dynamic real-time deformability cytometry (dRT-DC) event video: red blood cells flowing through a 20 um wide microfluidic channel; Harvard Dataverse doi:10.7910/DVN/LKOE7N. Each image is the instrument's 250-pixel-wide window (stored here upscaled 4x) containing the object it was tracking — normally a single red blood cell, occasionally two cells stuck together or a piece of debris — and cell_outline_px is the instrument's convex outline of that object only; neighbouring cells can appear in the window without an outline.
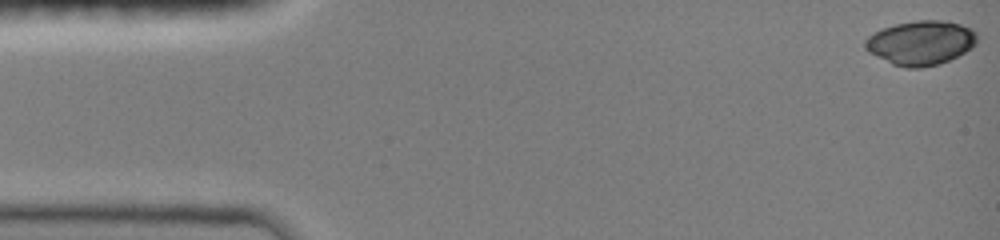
{"species": "common noctule bat (a hibernating species)", "species_latin": "Nyctalus noctula", "temperature_condition": "room temperature", "stored_images_in_passage": 9, "camera_frame_rate_fps": 3000, "um_per_image_px": 0.085, "animal": {"sex": "female", "body_mass_g": 19.0, "forearm_length_mm": 51.5}, "frame": {"image": 1, "passage_image": 1, "time_ms": 0.0, "image_size_px": [1000, 240], "cell_outline_px": [[976, 44], [972, 48], [940, 64], [920, 68], [908, 68], [892, 64], [868, 52], [864, 48], [864, 40], [868, 36], [884, 28], [896, 24], [916, 20], [948, 20], [972, 28], [976, 32]], "centroid_in_image_um": [78.27, 3.63], "position_along_channel_um": 6.7, "area_um2": 28.96}}
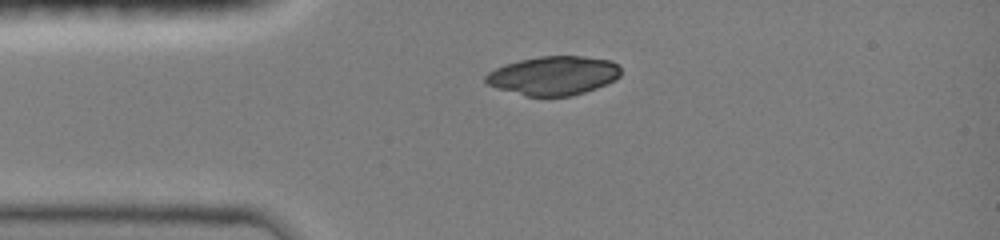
{"frame": {"image": 2, "passage_image": 7, "time_ms": 2.0, "image_size_px": [1000, 240], "cell_outline_px": [[620, 76], [616, 80], [596, 88], [572, 96], [528, 96], [496, 88], [488, 84], [484, 80], [484, 76], [488, 72], [504, 64], [520, 60], [540, 56], [580, 56], [612, 60], [620, 68]], "centroid_in_image_um": [47.04, 6.42], "position_along_channel_um": 38.0, "area_um2": 30.63}}